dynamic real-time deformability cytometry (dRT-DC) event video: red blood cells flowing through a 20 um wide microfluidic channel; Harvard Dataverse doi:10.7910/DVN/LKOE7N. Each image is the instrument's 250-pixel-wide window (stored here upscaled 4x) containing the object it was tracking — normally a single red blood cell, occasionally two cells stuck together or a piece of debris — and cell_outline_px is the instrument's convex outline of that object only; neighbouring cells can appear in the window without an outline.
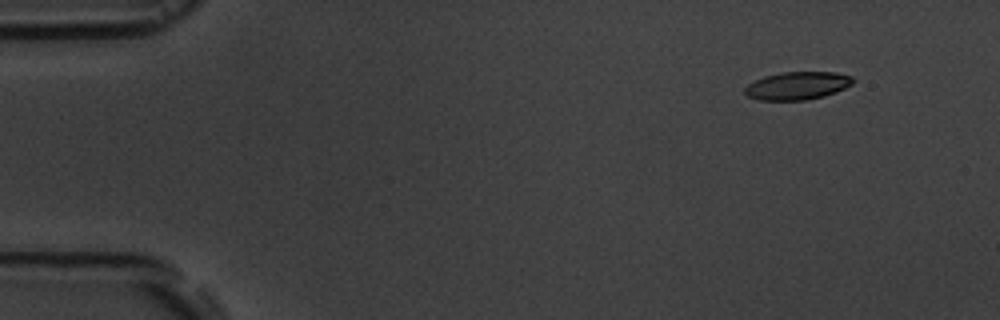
{"species": "common noctule bat (a hibernating species)", "species_latin": "Nyctalus noctula", "temperature_condition": "room temperature", "stored_images_in_passage": 5, "camera_frame_rate_fps": 3000, "um_per_image_px": 0.085, "animal": {"sex": "male", "body_mass_g": 19.5, "forearm_length_mm": 54.6}, "frame": {"image": 1, "passage_image": 1, "time_ms": 0.0, "image_size_px": [1000, 320], "cell_outline_px": [[856, 80], [852, 84], [836, 92], [824, 96], [804, 100], [760, 100], [748, 96], [744, 92], [744, 88], [748, 84], [764, 76], [784, 72], [832, 72], [852, 76]], "centroid_in_image_um": [67.79, 7.28], "position_along_channel_um": 17.2, "area_um2": 17.51}}
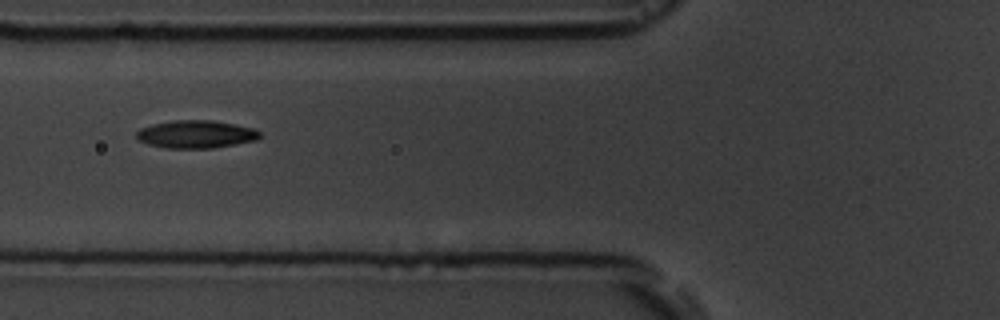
{"frame": {"image": 2, "passage_image": 5, "time_ms": 5.333, "image_size_px": [1000, 320], "cell_outline_px": [[260, 136], [256, 140], [236, 144], [212, 148], [164, 148], [148, 144], [140, 140], [136, 136], [136, 132], [140, 128], [152, 124], [172, 120], [212, 120], [236, 124], [256, 128], [260, 132]], "centroid_in_image_um": [16.67, 11.4], "position_along_channel_um": 109.1, "area_um2": 20.11}}